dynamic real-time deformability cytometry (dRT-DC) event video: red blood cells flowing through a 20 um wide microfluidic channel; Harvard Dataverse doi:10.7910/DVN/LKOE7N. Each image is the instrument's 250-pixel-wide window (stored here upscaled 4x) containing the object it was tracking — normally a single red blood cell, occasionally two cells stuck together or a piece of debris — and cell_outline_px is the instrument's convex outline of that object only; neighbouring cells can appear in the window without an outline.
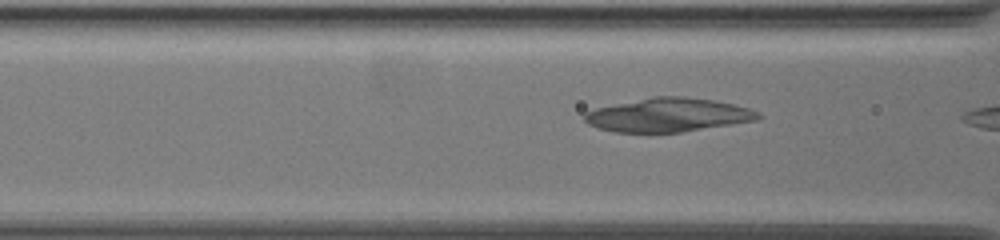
{"species": "common noctule bat (a hibernating species)", "species_latin": "Nyctalus noctula", "temperature_condition": "warm", "stored_images_in_passage": 20, "camera_frame_rate_fps": 3000, "um_per_image_px": 0.085, "animal": {"sex": "female", "body_mass_g": 19.5, "forearm_length_mm": 54.1}, "frame": {"image": 1, "passage_image": 4, "time_ms": 1.0, "image_size_px": [1000, 240], "cell_outline_px": [[764, 116], [760, 120], [680, 132], [612, 132], [596, 128], [588, 124], [584, 120], [584, 112], [596, 108], [652, 96], [684, 96], [712, 100], [732, 104], [748, 108]], "centroid_in_image_um": [56.77, 9.78], "position_along_channel_um": 109.8, "area_um2": 34.16}}
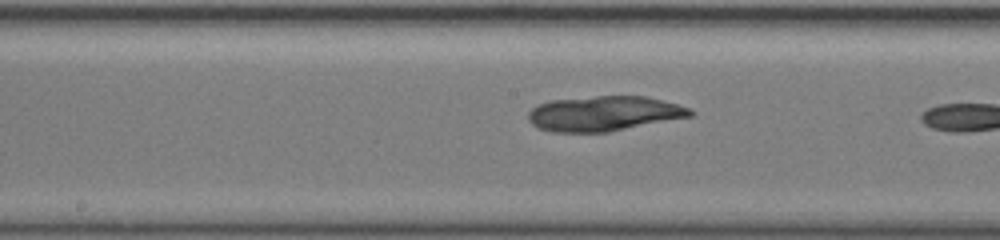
{"frame": {"image": 2, "passage_image": 11, "time_ms": 3.333, "image_size_px": [1000, 240], "cell_outline_px": [[696, 112], [692, 116], [608, 132], [552, 132], [536, 128], [528, 120], [528, 112], [532, 108], [548, 100], [596, 96], [648, 96], [692, 108]], "centroid_in_image_um": [51.34, 9.65], "position_along_channel_um": 196.9, "area_um2": 33.29}}
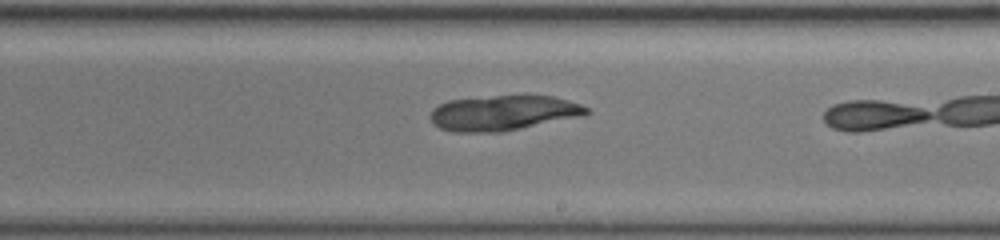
{"frame": {"image": 3, "passage_image": 15, "time_ms": 4.667, "image_size_px": [1000, 240], "cell_outline_px": [[592, 112], [584, 116], [504, 132], [452, 132], [440, 128], [432, 124], [432, 108], [448, 100], [524, 92], [528, 92], [552, 96], [568, 100], [580, 104], [588, 108]], "centroid_in_image_um": [42.85, 9.56], "position_along_channel_um": 246.2, "area_um2": 33.23}}